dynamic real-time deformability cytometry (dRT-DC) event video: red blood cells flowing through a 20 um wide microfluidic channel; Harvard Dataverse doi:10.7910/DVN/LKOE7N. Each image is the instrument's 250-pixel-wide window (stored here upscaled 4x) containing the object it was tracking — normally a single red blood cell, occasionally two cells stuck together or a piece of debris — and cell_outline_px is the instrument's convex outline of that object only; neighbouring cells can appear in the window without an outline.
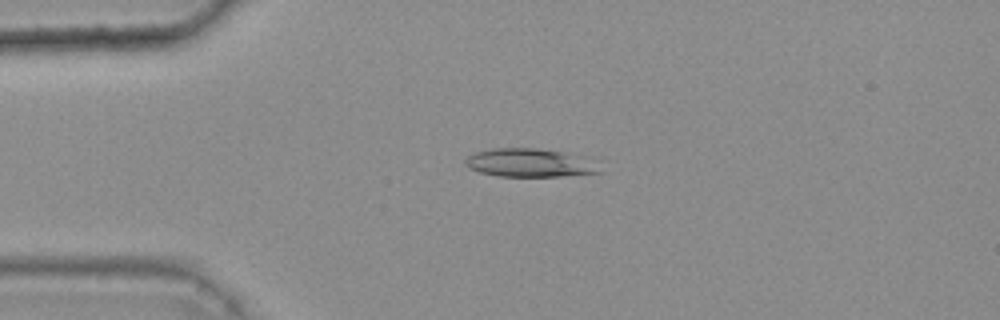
{"species": "common noctule bat (a hibernating species)", "species_latin": "Nyctalus noctula", "temperature_condition": "warm", "stored_images_in_passage": 45, "camera_frame_rate_fps": 3000, "um_per_image_px": 0.085, "animal": {"sex": "female", "body_mass_g": 25.1}, "frame": {"image": 1, "passage_image": 11, "time_ms": 3.333, "image_size_px": [1000, 320], "cell_outline_px": [[600, 172], [560, 176], [500, 176], [480, 172], [468, 168], [464, 164], [464, 160], [468, 156], [476, 152], [492, 148], [536, 148], [560, 152], [580, 156], [600, 168]], "centroid_in_image_um": [44.91, 13.84], "position_along_channel_um": 40.1, "area_um2": 21.73}}
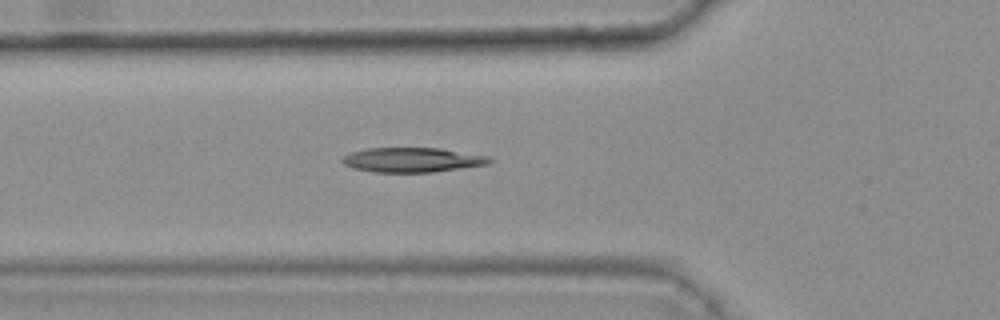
{"frame": {"image": 2, "passage_image": 17, "time_ms": 5.333, "image_size_px": [1000, 320], "cell_outline_px": [[496, 160], [488, 164], [432, 172], [376, 172], [352, 168], [344, 164], [340, 160], [344, 156], [352, 152], [368, 148], [440, 148], [488, 156]], "centroid_in_image_um": [35.06, 13.59], "position_along_channel_um": 90.7, "area_um2": 21.04}}
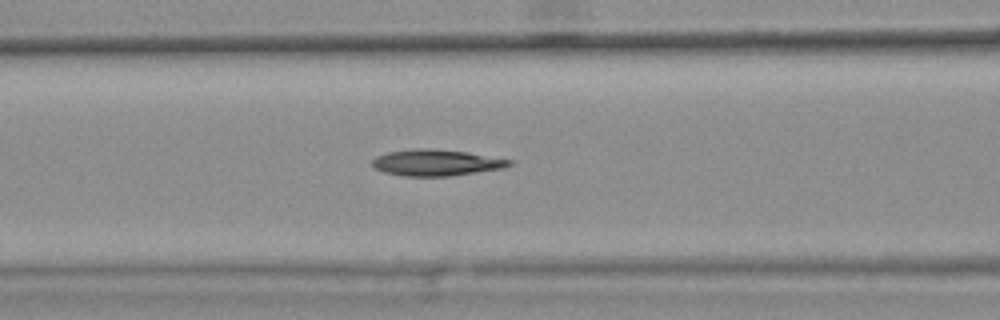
{"frame": {"image": 3, "passage_image": 20, "time_ms": 6.333, "image_size_px": [1000, 320], "cell_outline_px": [[512, 164], [504, 168], [448, 176], [404, 176], [384, 172], [376, 168], [372, 164], [372, 160], [376, 156], [388, 152], [416, 148], [432, 148], [468, 152], [512, 160]], "centroid_in_image_um": [37.08, 13.81], "position_along_channel_um": 129.5, "area_um2": 20.92}}